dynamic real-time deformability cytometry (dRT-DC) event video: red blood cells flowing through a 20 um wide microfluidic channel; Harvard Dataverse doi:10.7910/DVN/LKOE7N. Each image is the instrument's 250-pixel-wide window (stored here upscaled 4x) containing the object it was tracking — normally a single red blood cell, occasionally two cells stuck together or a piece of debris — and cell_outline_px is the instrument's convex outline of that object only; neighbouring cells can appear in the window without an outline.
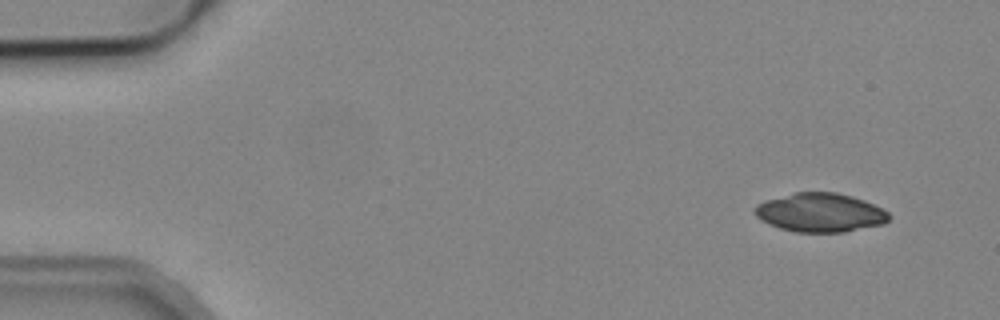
{"species": "common noctule bat (a hibernating species)", "species_latin": "Nyctalus noctula", "temperature_condition": "cold", "stored_images_in_passage": 4, "camera_frame_rate_fps": 3000, "um_per_image_px": 0.085, "animal": {"sex": "male", "body_mass_g": 19.2, "forearm_length_mm": 51.8}, "frame": {"image": 1, "passage_image": 1, "time_ms": 0.0, "image_size_px": [1000, 320], "cell_outline_px": [[892, 216], [884, 224], [844, 232], [796, 232], [780, 228], [768, 224], [756, 216], [752, 208], [756, 204], [764, 200], [796, 192], [836, 192], [852, 196], [864, 200], [888, 212]], "centroid_in_image_um": [69.7, 18.07], "position_along_channel_um": 15.3, "area_um2": 30.52}}